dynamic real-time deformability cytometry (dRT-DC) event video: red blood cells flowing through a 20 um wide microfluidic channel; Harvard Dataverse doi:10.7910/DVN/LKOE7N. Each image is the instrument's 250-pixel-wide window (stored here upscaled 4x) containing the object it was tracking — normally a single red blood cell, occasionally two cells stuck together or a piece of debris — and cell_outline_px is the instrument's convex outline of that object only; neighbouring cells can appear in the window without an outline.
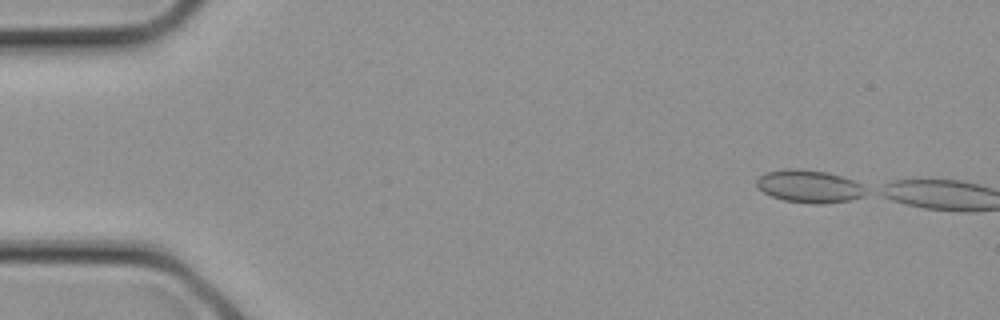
{"species": "common noctule bat (a hibernating species)", "species_latin": "Nyctalus noctula", "temperature_condition": "cold", "stored_images_in_passage": 2, "camera_frame_rate_fps": 3000, "um_per_image_px": 0.085, "animal": {"sex": "female", "body_mass_g": 21.9}, "frame": {"image": 1, "passage_image": 1, "time_ms": 0.0, "image_size_px": [1000, 320], "cell_outline_px": [[868, 192], [860, 196], [848, 200], [820, 204], [812, 204], [784, 200], [772, 196], [764, 192], [756, 184], [756, 180], [764, 172], [788, 168], [800, 168], [828, 172], [852, 180], [868, 188]], "centroid_in_image_um": [68.78, 15.82], "position_along_channel_um": 16.2, "area_um2": 20.75}}